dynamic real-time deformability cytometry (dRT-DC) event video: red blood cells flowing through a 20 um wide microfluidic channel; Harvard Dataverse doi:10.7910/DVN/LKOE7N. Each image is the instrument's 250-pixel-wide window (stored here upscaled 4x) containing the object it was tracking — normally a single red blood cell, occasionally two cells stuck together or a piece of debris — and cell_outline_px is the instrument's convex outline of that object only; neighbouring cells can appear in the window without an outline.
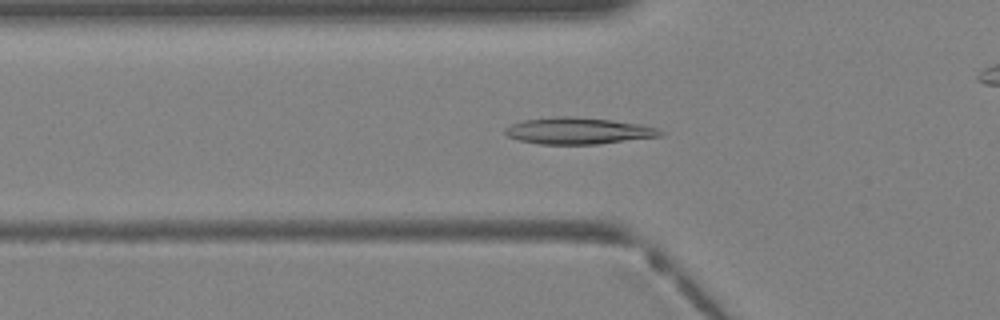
{"species": "Egyptian fruit bat (a non-hibernating species)", "species_latin": "Rousettus aegyptiacus", "temperature_condition": "warm", "stored_images_in_passage": 41, "camera_frame_rate_fps": 3000, "um_per_image_px": 0.085, "animal": {"sex": "female"}, "frame": {"image": 1, "passage_image": 14, "time_ms": 4.333, "image_size_px": [1000, 320], "cell_outline_px": [[664, 136], [596, 144], [540, 144], [520, 140], [508, 136], [504, 132], [504, 128], [512, 124], [524, 120], [556, 116], [572, 116], [612, 120], [644, 124], [656, 128], [664, 132]], "centroid_in_image_um": [49.19, 11.11], "position_along_channel_um": 76.6, "area_um2": 24.1}}
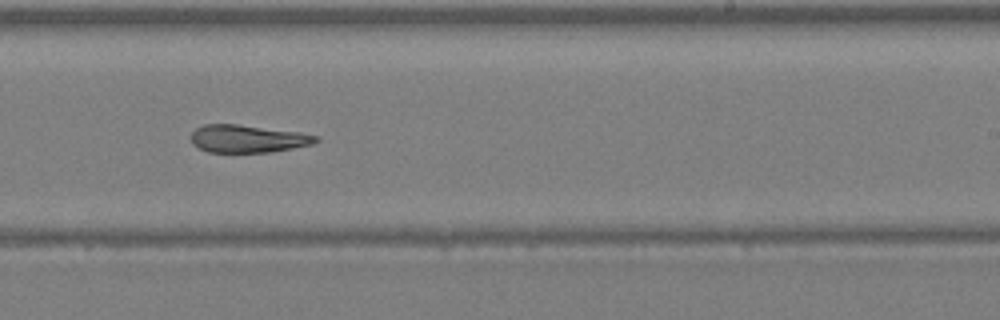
{"frame": {"image": 2, "passage_image": 25, "time_ms": 8.0, "image_size_px": [1000, 320], "cell_outline_px": [[320, 140], [312, 144], [272, 152], [208, 152], [192, 144], [192, 132], [196, 128], [204, 124], [236, 124], [300, 132], [320, 136]], "centroid_in_image_um": [21.08, 11.79], "position_along_channel_um": 267.9, "area_um2": 20.11}}
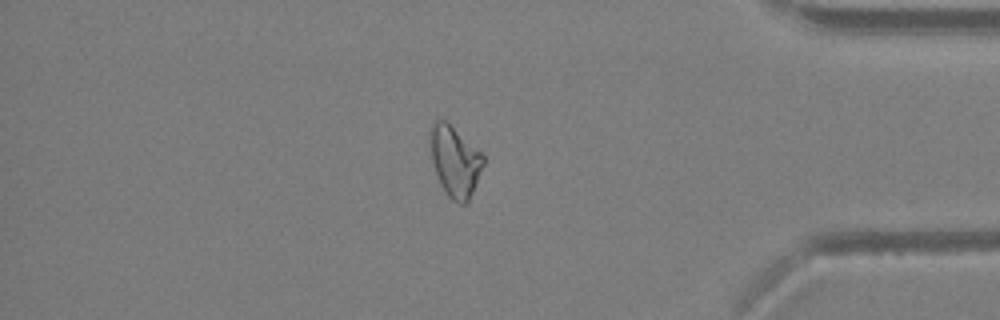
{"frame": {"image": 3, "passage_image": 34, "time_ms": 11.0, "image_size_px": [1000, 320], "cell_outline_px": [[484, 164], [468, 200], [464, 204], [460, 204], [452, 200], [448, 196], [440, 184], [432, 160], [428, 140], [428, 132], [432, 120], [444, 120], [480, 152], [484, 156]], "centroid_in_image_um": [38.61, 13.68], "position_along_channel_um": 396.6, "area_um2": 21.56}}